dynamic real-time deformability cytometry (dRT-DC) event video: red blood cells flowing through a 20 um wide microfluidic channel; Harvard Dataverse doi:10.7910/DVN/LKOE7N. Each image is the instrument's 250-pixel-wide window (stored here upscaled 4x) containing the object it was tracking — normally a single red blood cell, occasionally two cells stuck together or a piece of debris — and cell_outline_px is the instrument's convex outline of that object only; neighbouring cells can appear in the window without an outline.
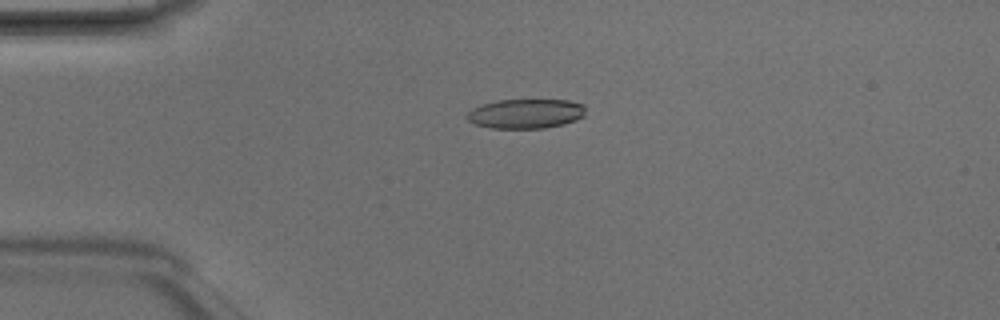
{"species": "Egyptian fruit bat (a non-hibernating species)", "species_latin": "Rousettus aegyptiacus", "temperature_condition": "room temperature", "stored_images_in_passage": 6, "camera_frame_rate_fps": 3000, "um_per_image_px": 0.085, "animal": {"sex": "male"}, "frame": {"image": 1, "passage_image": 4, "time_ms": 1.0, "image_size_px": [1000, 320], "cell_outline_px": [[584, 116], [576, 120], [564, 124], [544, 128], [488, 128], [476, 124], [468, 120], [464, 116], [472, 108], [496, 100], [568, 100], [584, 104]], "centroid_in_image_um": [44.68, 9.66], "position_along_channel_um": 40.3, "area_um2": 20.46}}